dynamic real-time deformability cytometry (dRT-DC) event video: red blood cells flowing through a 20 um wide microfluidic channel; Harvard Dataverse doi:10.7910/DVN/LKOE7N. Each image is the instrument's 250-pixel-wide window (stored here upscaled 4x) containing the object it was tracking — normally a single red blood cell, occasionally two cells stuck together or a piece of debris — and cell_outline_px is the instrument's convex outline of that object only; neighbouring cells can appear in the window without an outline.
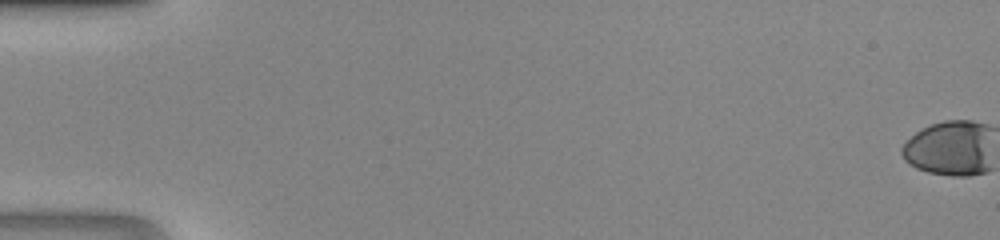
{"species": "human", "species_latin": "Homo sapiens", "temperature_condition": "room temperature", "stored_images_in_passage": 50, "camera_frame_rate_fps": 3000, "um_per_image_px": 0.085, "donor": {"sex": "male"}, "frame": {"image": 1, "passage_image": 1, "time_ms": 0.0, "image_size_px": [1000, 240], "cell_outline_px": [[984, 168], [980, 172], [932, 172], [920, 168], [912, 164], [904, 156], [904, 144], [912, 136], [924, 128], [936, 124], [952, 120], [964, 120], [980, 124]], "centroid_in_image_um": [80.51, 12.55], "position_along_channel_um": 4.5, "area_um2": 24.85}}
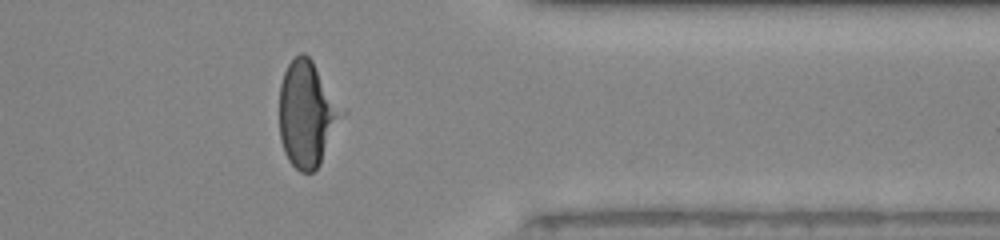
{"frame": {"image": 2, "passage_image": 41, "time_ms": 13.333, "image_size_px": [1000, 240], "cell_outline_px": [[328, 120], [320, 160], [316, 168], [312, 172], [304, 172], [296, 168], [292, 164], [284, 148], [280, 136], [280, 88], [288, 64], [296, 56], [308, 56], [316, 72], [324, 100], [328, 116]], "centroid_in_image_um": [25.72, 9.75], "position_along_channel_um": 385.7, "area_um2": 30.92}}
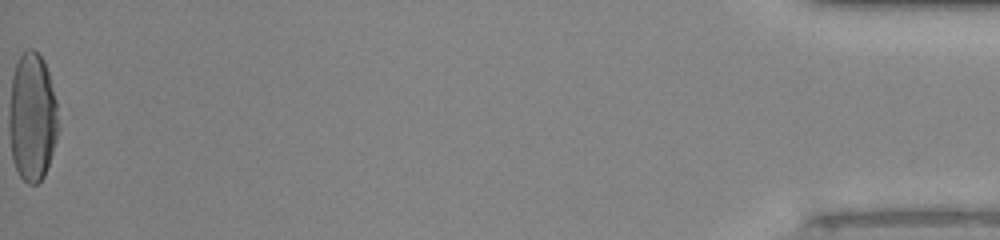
{"frame": {"image": 3, "passage_image": 50, "time_ms": 16.333, "image_size_px": [1000, 240], "cell_outline_px": [[56, 128], [52, 148], [48, 164], [40, 180], [36, 184], [32, 184], [24, 180], [16, 168], [12, 156], [12, 80], [20, 56], [24, 52], [36, 52], [40, 56], [44, 64], [48, 76], [56, 104]], "centroid_in_image_um": [2.75, 9.99], "position_along_channel_um": 432.5, "area_um2": 33.76}}